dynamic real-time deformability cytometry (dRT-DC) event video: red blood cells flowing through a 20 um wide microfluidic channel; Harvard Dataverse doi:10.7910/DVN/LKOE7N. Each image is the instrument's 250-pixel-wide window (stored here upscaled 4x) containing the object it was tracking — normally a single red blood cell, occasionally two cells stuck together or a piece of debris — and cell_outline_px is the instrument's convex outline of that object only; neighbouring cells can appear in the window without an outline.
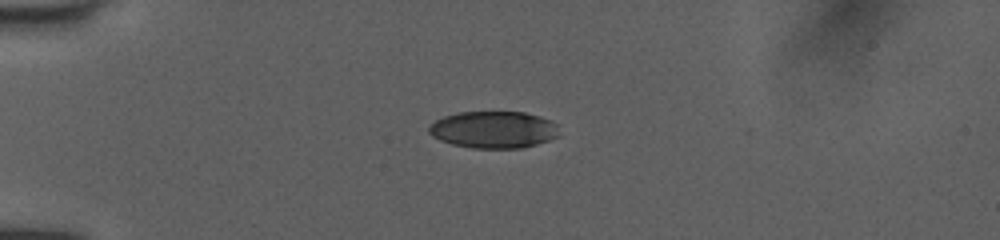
{"species": "human", "species_latin": "Homo sapiens", "temperature_condition": "room temperature", "stored_images_in_passage": 39, "camera_frame_rate_fps": 3000, "um_per_image_px": 0.085, "donor": {"sex": "female"}, "frame": {"image": 1, "passage_image": 1, "time_ms": 0.0, "image_size_px": [1000, 240], "cell_outline_px": [[560, 136], [536, 144], [520, 148], [472, 148], [452, 144], [440, 140], [432, 136], [428, 132], [428, 128], [436, 120], [444, 116], [460, 112], [524, 112], [540, 116], [552, 120], [556, 124]], "centroid_in_image_um": [41.97, 11.02], "position_along_channel_um": 43.0, "area_um2": 28.09}}
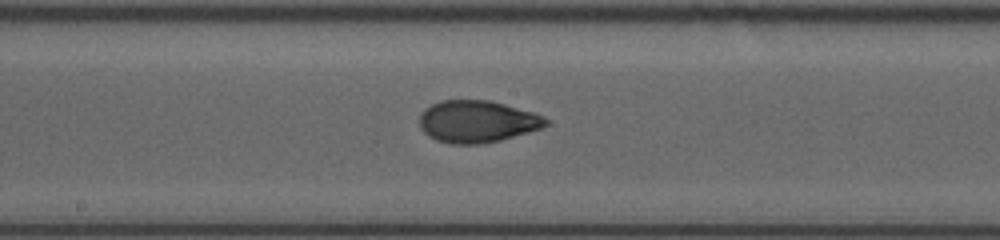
{"frame": {"image": 2, "passage_image": 16, "time_ms": 5.0, "image_size_px": [1000, 240], "cell_outline_px": [[548, 124], [540, 128], [500, 140], [480, 144], [452, 144], [436, 140], [428, 136], [420, 128], [420, 116], [424, 108], [440, 100], [488, 100], [504, 104], [532, 112], [544, 116], [548, 120]], "centroid_in_image_um": [40.52, 10.32], "position_along_channel_um": 207.7, "area_um2": 30.81}}
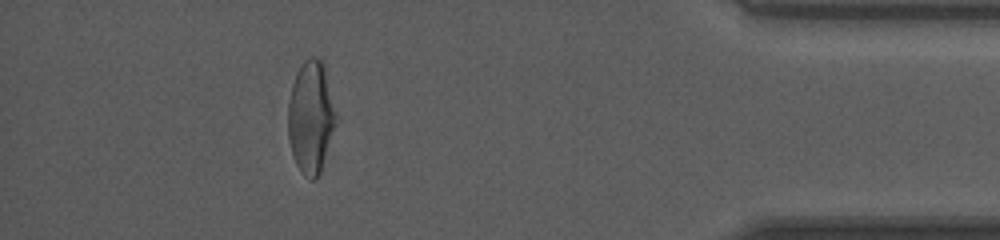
{"frame": {"image": 3, "passage_image": 34, "time_ms": 11.0, "image_size_px": [1000, 240], "cell_outline_px": [[340, 120], [320, 172], [312, 180], [304, 176], [300, 172], [296, 164], [292, 152], [288, 136], [288, 100], [292, 84], [296, 72], [304, 60], [308, 56], [316, 56], [324, 60], [340, 116]], "centroid_in_image_um": [26.5, 9.88], "position_along_channel_um": 408.7, "area_um2": 33.0}, "authors_computed_cell_mechanics": {"area_um2": 31.3276, "velocity_mm_per_s": 4.0508, "shape_relaxation_time_tau1_ms": 4.4225, "shape_relaxation_time_tau2_ms": 1.4082, "deformation_change_tau1": 0.185, "deformation_change_tau2": 0.0581}}